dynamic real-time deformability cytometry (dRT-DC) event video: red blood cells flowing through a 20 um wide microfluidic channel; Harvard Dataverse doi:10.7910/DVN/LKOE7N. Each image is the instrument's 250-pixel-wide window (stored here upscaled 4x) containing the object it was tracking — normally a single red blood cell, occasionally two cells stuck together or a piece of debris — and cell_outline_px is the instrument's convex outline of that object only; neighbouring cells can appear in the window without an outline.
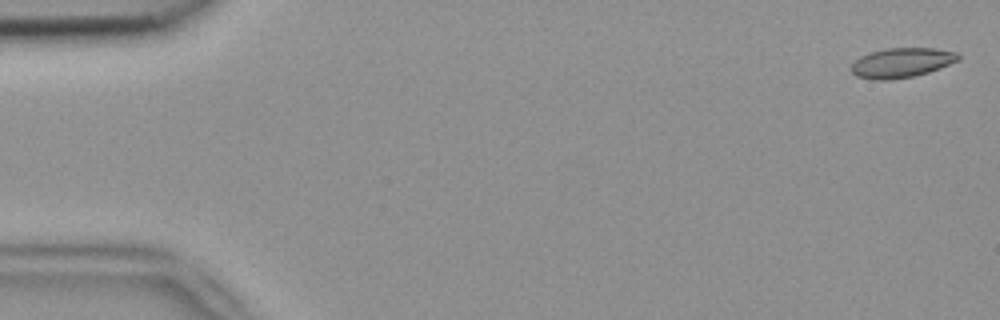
{"species": "common noctule bat (a hibernating species)", "species_latin": "Nyctalus noctula", "temperature_condition": "room temperature", "stored_images_in_passage": 5, "camera_frame_rate_fps": 3000, "um_per_image_px": 0.085, "animal": {"sex": "female", "body_mass_g": 18.4}, "frame": {"image": 1, "passage_image": 1, "time_ms": 0.0, "image_size_px": [1000, 320], "cell_outline_px": [[960, 60], [940, 68], [928, 72], [912, 76], [888, 80], [872, 80], [856, 76], [852, 72], [852, 64], [860, 56], [872, 52], [888, 48], [936, 48], [956, 52], [960, 56]], "centroid_in_image_um": [76.65, 5.33], "position_along_channel_um": 8.3, "area_um2": 18.44}}
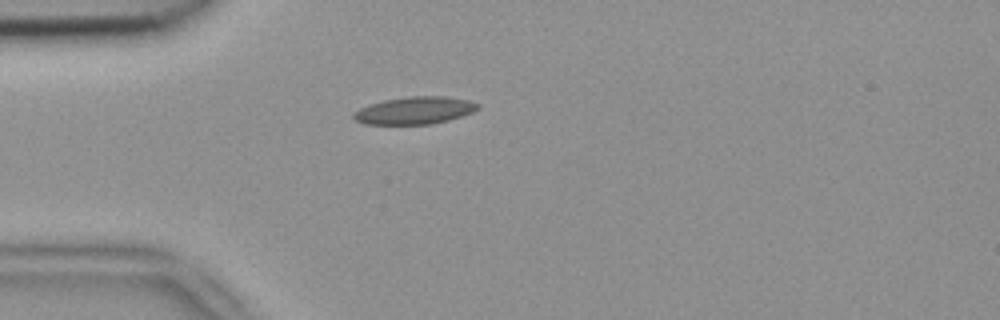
{"frame": {"image": 2, "passage_image": 4, "time_ms": 1.0, "image_size_px": [1000, 320], "cell_outline_px": [[480, 108], [472, 112], [448, 120], [432, 124], [364, 124], [356, 120], [352, 116], [352, 112], [360, 108], [384, 100], [408, 96], [444, 96], [468, 100], [480, 104]], "centroid_in_image_um": [35.25, 9.39], "position_along_channel_um": 49.8, "area_um2": 19.77}}